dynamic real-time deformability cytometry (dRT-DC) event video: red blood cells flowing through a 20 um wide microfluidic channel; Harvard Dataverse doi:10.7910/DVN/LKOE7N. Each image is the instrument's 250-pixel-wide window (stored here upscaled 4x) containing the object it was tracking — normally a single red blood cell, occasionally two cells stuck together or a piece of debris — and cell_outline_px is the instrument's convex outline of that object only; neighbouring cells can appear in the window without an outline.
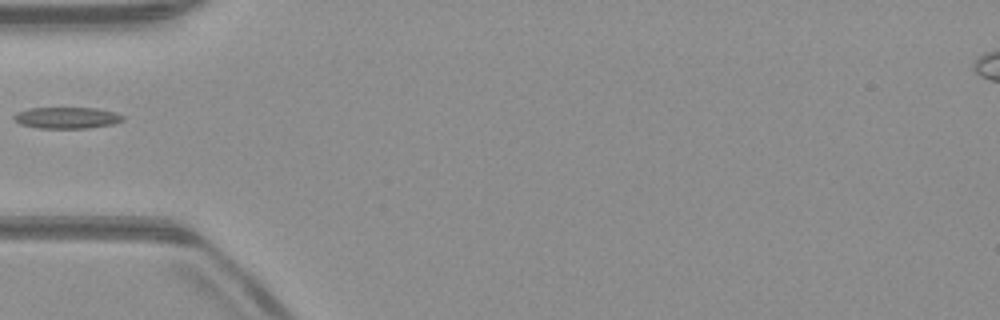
{"species": "common noctule bat (a hibernating species)", "species_latin": "Nyctalus noctula", "temperature_condition": "warm", "stored_images_in_passage": 30, "camera_frame_rate_fps": 3000, "um_per_image_px": 0.085, "animal": {"sex": "male", "body_mass_g": 23.1, "forearm_length_mm": 52.7}, "frame": {"image": 1, "passage_image": 1, "time_ms": 0.0, "image_size_px": [1000, 320], "cell_outline_px": [[124, 120], [112, 124], [88, 128], [36, 128], [20, 124], [12, 116], [16, 112], [28, 108], [96, 108], [112, 112], [124, 116]], "centroid_in_image_um": [5.64, 10.01], "position_along_channel_um": 79.4, "area_um2": 13.53}}
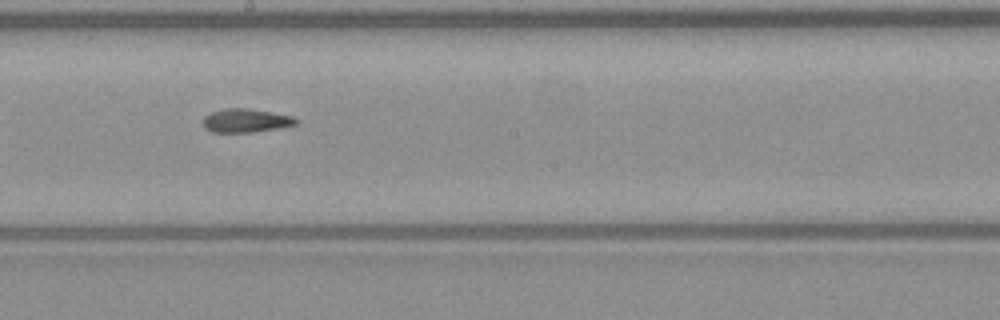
{"frame": {"image": 2, "passage_image": 12, "time_ms": 3.667, "image_size_px": [1000, 320], "cell_outline_px": [[300, 120], [296, 124], [280, 128], [252, 132], [212, 132], [204, 128], [204, 116], [212, 112], [224, 108], [248, 108], [296, 116]], "centroid_in_image_um": [20.95, 10.24], "position_along_channel_um": 227.3, "area_um2": 12.95}}
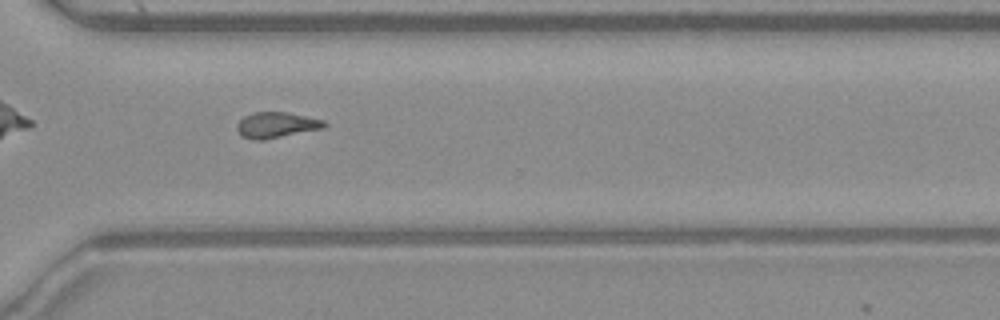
{"frame": {"image": 3, "passage_image": 21, "time_ms": 6.667, "image_size_px": [1000, 320], "cell_outline_px": [[328, 124], [324, 128], [264, 140], [252, 140], [244, 136], [236, 128], [236, 124], [244, 116], [252, 112], [288, 112], [324, 120]], "centroid_in_image_um": [23.51, 10.62], "position_along_channel_um": 347.1, "area_um2": 13.12}}